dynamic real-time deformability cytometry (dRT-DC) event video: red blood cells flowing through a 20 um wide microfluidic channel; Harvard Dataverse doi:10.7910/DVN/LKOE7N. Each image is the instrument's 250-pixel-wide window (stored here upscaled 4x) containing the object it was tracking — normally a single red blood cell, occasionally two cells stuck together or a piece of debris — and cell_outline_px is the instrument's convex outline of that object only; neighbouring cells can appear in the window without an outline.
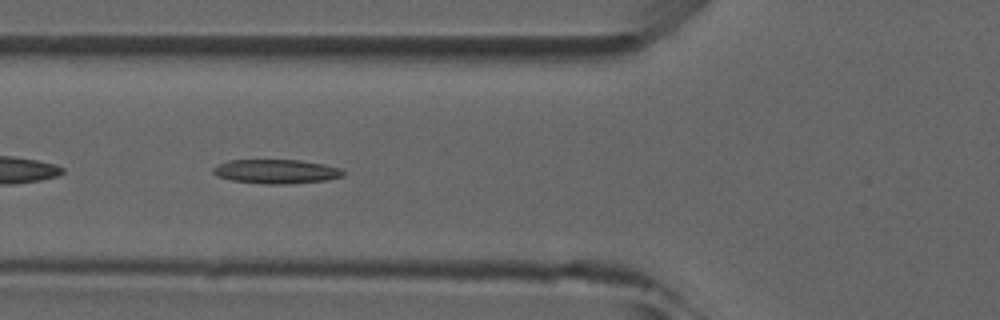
{"species": "common noctule bat (a hibernating species)", "species_latin": "Nyctalus noctula", "temperature_condition": "room temperature", "stored_images_in_passage": 7, "camera_frame_rate_fps": 3000, "um_per_image_px": 0.085, "animal": {"sex": "male", "forearm_length_mm": 52.5}, "frame": {"image": 1, "passage_image": 5, "time_ms": 4.333, "image_size_px": [1000, 320], "cell_outline_px": [[344, 176], [324, 180], [284, 184], [268, 184], [232, 180], [216, 176], [212, 172], [212, 168], [228, 160], [300, 160], [324, 164], [340, 168], [344, 172]], "centroid_in_image_um": [23.46, 14.57], "position_along_channel_um": 102.3, "area_um2": 18.15}}
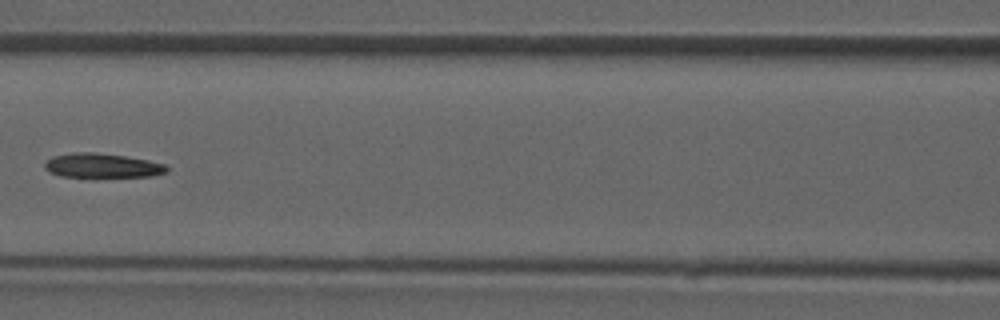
{"frame": {"image": 2, "passage_image": 6, "time_ms": 5.667, "image_size_px": [1000, 320], "cell_outline_px": [[168, 172], [152, 176], [96, 180], [60, 176], [48, 172], [44, 168], [44, 160], [52, 156], [72, 152], [96, 152], [124, 156], [148, 160], [164, 164], [168, 168]], "centroid_in_image_um": [8.63, 14.13], "position_along_channel_um": 158.0, "area_um2": 18.61}}